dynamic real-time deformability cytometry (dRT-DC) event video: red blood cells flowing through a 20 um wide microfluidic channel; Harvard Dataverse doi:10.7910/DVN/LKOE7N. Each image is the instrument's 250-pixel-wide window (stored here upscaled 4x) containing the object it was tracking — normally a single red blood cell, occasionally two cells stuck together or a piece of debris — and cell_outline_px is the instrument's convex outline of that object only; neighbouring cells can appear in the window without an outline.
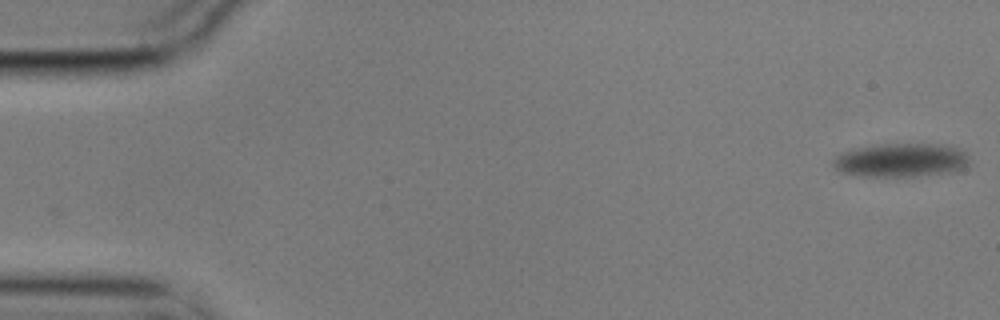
{"species": "common noctule bat (a hibernating species)", "species_latin": "Nyctalus noctula", "temperature_condition": "cold", "stored_images_in_passage": 7, "camera_frame_rate_fps": 3000, "um_per_image_px": 0.085, "animal": {"sex": "male", "body_mass_g": 17.9}, "frame": {"image": 1, "passage_image": 1, "time_ms": 0.0, "image_size_px": [1000, 320], "cell_outline_px": [[968, 164], [964, 168], [956, 172], [916, 176], [856, 176], [840, 172], [832, 164], [832, 160], [840, 152], [852, 148], [884, 144], [940, 144], [956, 148], [964, 152], [968, 160]], "centroid_in_image_um": [76.54, 13.62], "position_along_channel_um": 8.5, "area_um2": 26.93}}
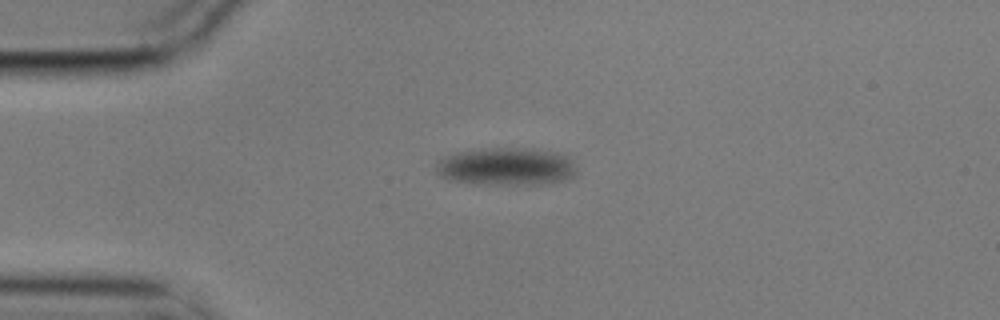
{"frame": {"image": 2, "passage_image": 6, "time_ms": 1.667, "image_size_px": [1000, 320], "cell_outline_px": [[576, 172], [572, 176], [564, 180], [540, 184], [468, 184], [452, 180], [440, 176], [436, 172], [436, 164], [444, 156], [456, 152], [488, 148], [532, 148], [556, 152], [568, 156], [572, 160]], "centroid_in_image_um": [43.01, 14.15], "position_along_channel_um": 42.0, "area_um2": 31.04}}